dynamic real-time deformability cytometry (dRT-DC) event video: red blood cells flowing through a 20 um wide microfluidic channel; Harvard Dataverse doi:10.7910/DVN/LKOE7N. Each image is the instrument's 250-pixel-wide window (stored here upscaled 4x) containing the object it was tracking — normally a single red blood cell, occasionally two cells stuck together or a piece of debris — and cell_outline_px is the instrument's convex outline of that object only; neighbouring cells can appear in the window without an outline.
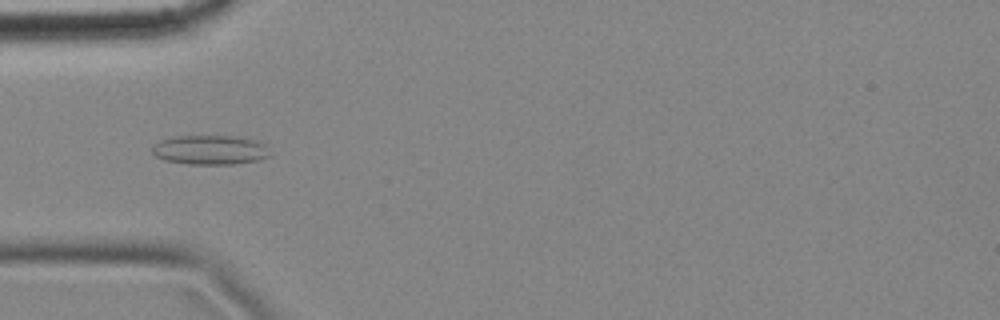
{"species": "common noctule bat (a hibernating species)", "species_latin": "Nyctalus noctula", "temperature_condition": "cold", "stored_images_in_passage": 6, "camera_frame_rate_fps": 3000, "um_per_image_px": 0.085, "animal": {"sex": "female", "body_mass_g": 18.4}, "frame": {"image": 1, "passage_image": 4, "time_ms": 1.0, "image_size_px": [1000, 320], "cell_outline_px": [[268, 156], [256, 160], [232, 164], [192, 164], [164, 160], [156, 156], [152, 152], [152, 148], [160, 140], [172, 136], [236, 136], [252, 140], [264, 144]], "centroid_in_image_um": [17.78, 12.73], "position_along_channel_um": 67.2, "area_um2": 19.77}}
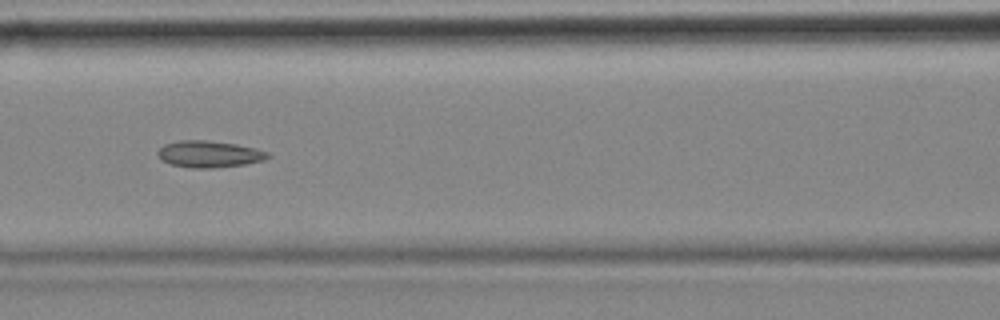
{"frame": {"image": 2, "passage_image": 6, "time_ms": 1.667, "image_size_px": [1000, 320], "cell_outline_px": [[272, 156], [264, 160], [244, 164], [212, 168], [192, 168], [172, 164], [160, 160], [156, 152], [164, 144], [180, 140], [204, 140], [236, 144], [256, 148], [268, 152]], "centroid_in_image_um": [17.77, 13.09], "position_along_channel_um": 148.8, "area_um2": 17.11}}